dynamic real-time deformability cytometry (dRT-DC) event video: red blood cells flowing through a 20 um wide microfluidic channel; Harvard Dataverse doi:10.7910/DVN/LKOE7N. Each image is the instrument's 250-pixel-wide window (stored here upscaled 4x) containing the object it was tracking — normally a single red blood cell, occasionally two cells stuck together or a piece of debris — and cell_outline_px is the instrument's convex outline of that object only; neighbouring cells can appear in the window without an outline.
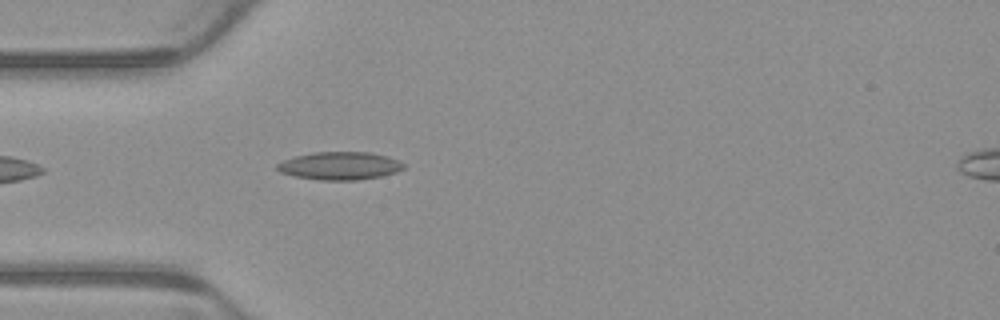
{"species": "common noctule bat (a hibernating species)", "species_latin": "Nyctalus noctula", "temperature_condition": "warm", "stored_images_in_passage": 6, "camera_frame_rate_fps": 3000, "um_per_image_px": 0.085, "animal": {"sex": "male", "body_mass_g": 23.1, "forearm_length_mm": 52.7}, "frame": {"image": 1, "passage_image": 5, "time_ms": 1.333, "image_size_px": [1000, 320], "cell_outline_px": [[404, 168], [396, 172], [380, 176], [356, 180], [320, 180], [296, 176], [280, 172], [276, 168], [276, 164], [284, 160], [296, 156], [312, 152], [368, 152], [388, 156], [400, 160], [404, 164]], "centroid_in_image_um": [28.9, 14.09], "position_along_channel_um": 56.1, "area_um2": 20.52}}